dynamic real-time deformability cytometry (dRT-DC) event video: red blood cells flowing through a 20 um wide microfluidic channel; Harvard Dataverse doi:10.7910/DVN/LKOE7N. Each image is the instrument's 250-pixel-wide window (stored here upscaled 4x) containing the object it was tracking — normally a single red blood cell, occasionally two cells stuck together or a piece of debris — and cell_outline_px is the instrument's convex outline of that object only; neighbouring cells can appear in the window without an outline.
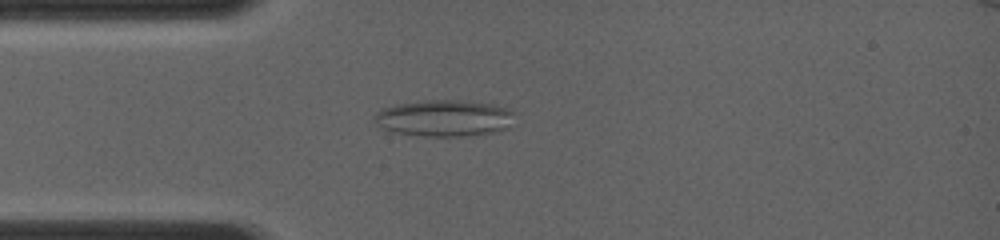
{"species": "common noctule bat (a hibernating species)", "species_latin": "Nyctalus noctula", "temperature_condition": "room temperature", "stored_images_in_passage": 36, "camera_frame_rate_fps": 4000, "um_per_image_px": 0.085, "animal": {"sex": "female", "body_mass_g": 19.0, "forearm_length_mm": 56.7}, "frame": {"image": 1, "passage_image": 9, "time_ms": 3.0, "image_size_px": [1000, 240], "cell_outline_px": [[516, 112], [512, 128], [500, 132], [468, 136], [424, 136], [392, 132], [376, 124], [372, 120], [376, 112], [384, 108], [396, 104], [424, 100], [460, 100], [492, 104], [508, 108]], "centroid_in_image_um": [37.84, 10.05], "position_along_channel_um": 47.2, "area_um2": 30.52}}
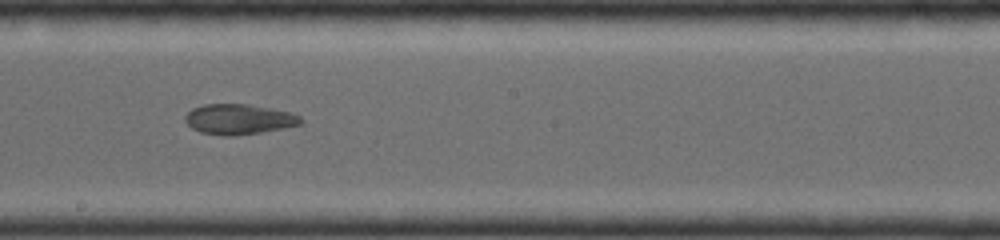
{"frame": {"image": 2, "passage_image": 20, "time_ms": 7.25, "image_size_px": [1000, 240], "cell_outline_px": [[304, 120], [300, 124], [284, 128], [260, 132], [232, 136], [220, 136], [200, 132], [192, 128], [184, 120], [184, 116], [192, 108], [204, 104], [248, 104], [292, 112], [300, 116]], "centroid_in_image_um": [20.29, 10.13], "position_along_channel_um": 227.9, "area_um2": 20.52}}
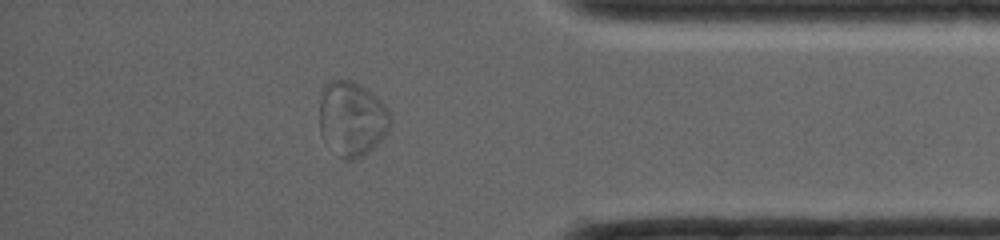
{"frame": {"image": 3, "passage_image": 31, "time_ms": 11.5, "image_size_px": [1000, 240], "cell_outline_px": [[392, 124], [388, 132], [368, 152], [352, 160], [344, 160], [324, 144], [320, 136], [320, 100], [324, 84], [328, 80], [348, 80], [360, 84], [372, 92], [380, 100], [388, 112], [392, 120]], "centroid_in_image_um": [29.88, 10.1], "position_along_channel_um": 405.3, "area_um2": 31.15}}